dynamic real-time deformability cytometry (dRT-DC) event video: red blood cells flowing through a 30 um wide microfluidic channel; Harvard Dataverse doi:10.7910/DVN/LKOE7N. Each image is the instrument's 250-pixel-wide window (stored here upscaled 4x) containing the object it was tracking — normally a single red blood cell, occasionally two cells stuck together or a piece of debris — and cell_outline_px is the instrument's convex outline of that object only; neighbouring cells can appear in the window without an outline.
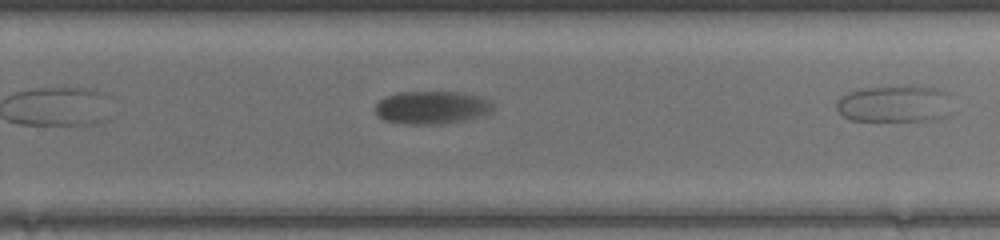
{"species": "common noctule bat (a hibernating species)", "species_latin": "Nyctalus noctula", "temperature_condition": "warm", "stored_images_in_passage": 25, "camera_frame_rate_fps": 3000, "um_per_image_px": 0.085, "animal": {"sex": "female", "body_mass_g": 17.0, "forearm_length_mm": 48.0}, "frame": {"image": 1, "passage_image": 18, "time_ms": 5.667, "image_size_px": [1000, 240], "cell_outline_px": [[496, 104], [492, 112], [480, 116], [464, 120], [440, 124], [400, 124], [384, 120], [376, 112], [376, 104], [384, 96], [396, 92], [460, 92], [480, 96]], "centroid_in_image_um": [36.72, 9.13], "position_along_channel_um": 293.1, "area_um2": 22.83}}